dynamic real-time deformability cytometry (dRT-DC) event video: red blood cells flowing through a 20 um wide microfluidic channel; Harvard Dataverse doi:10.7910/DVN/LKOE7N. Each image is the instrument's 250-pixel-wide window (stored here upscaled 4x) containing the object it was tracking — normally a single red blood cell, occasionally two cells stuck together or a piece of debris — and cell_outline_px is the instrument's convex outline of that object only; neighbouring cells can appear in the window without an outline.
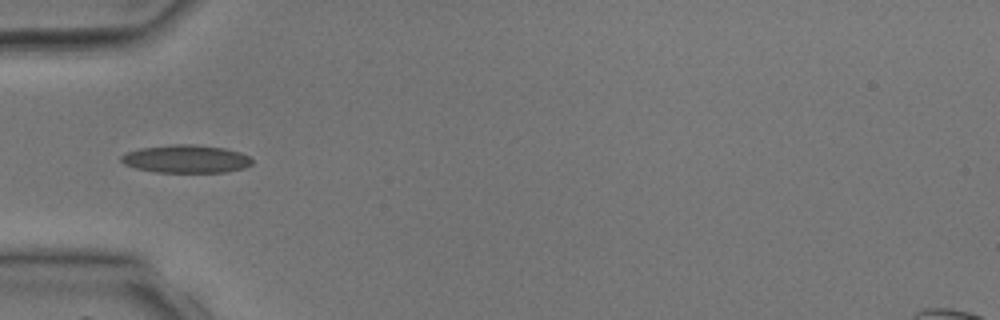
{"species": "common noctule bat (a hibernating species)", "species_latin": "Nyctalus noctula", "temperature_condition": "room temperature", "stored_images_in_passage": 27, "camera_frame_rate_fps": 3000, "um_per_image_px": 0.085, "animal": {"sex": "male", "body_mass_g": 17.9, "forearm_length_mm": 54.2}, "frame": {"image": 1, "passage_image": 1, "time_ms": 0.0, "image_size_px": [1000, 320], "cell_outline_px": [[252, 164], [244, 168], [224, 172], [156, 172], [136, 168], [124, 164], [120, 160], [120, 156], [128, 152], [140, 148], [172, 144], [196, 144], [224, 148], [240, 152], [248, 156], [252, 160]], "centroid_in_image_um": [15.81, 13.5], "position_along_channel_um": 69.2, "area_um2": 21.33}}
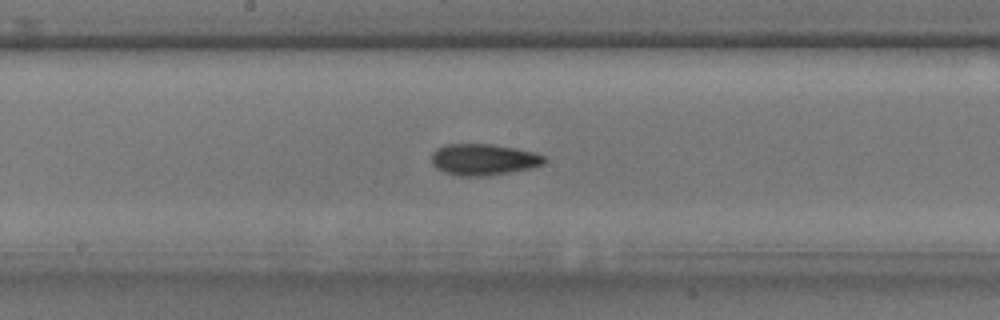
{"frame": {"image": 2, "passage_image": 9, "time_ms": 2.667, "image_size_px": [1000, 320], "cell_outline_px": [[548, 160], [544, 164], [532, 168], [484, 176], [460, 176], [444, 172], [436, 168], [432, 164], [432, 152], [436, 148], [448, 144], [492, 144], [516, 148], [536, 152], [544, 156]], "centroid_in_image_um": [41.12, 13.55], "position_along_channel_um": 207.1, "area_um2": 20.75}}
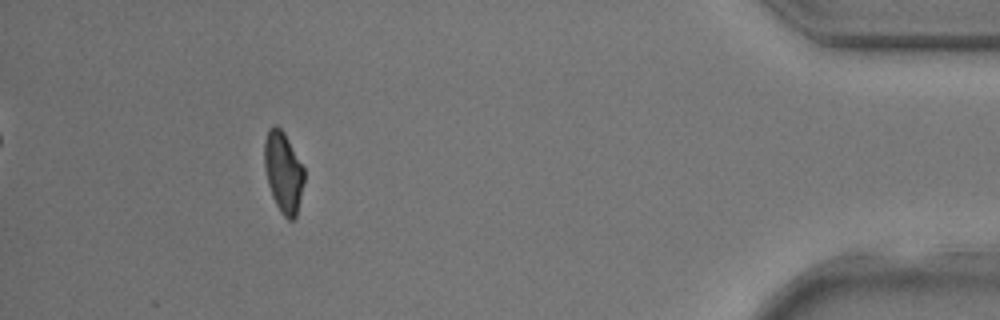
{"frame": {"image": 3, "passage_image": 24, "time_ms": 7.667, "image_size_px": [1000, 320], "cell_outline_px": [[304, 180], [296, 216], [292, 220], [288, 220], [280, 212], [272, 196], [268, 184], [264, 168], [264, 140], [268, 128], [272, 124], [276, 124], [284, 132], [304, 168]], "centroid_in_image_um": [24.06, 14.59], "position_along_channel_um": 411.1, "area_um2": 18.79}}